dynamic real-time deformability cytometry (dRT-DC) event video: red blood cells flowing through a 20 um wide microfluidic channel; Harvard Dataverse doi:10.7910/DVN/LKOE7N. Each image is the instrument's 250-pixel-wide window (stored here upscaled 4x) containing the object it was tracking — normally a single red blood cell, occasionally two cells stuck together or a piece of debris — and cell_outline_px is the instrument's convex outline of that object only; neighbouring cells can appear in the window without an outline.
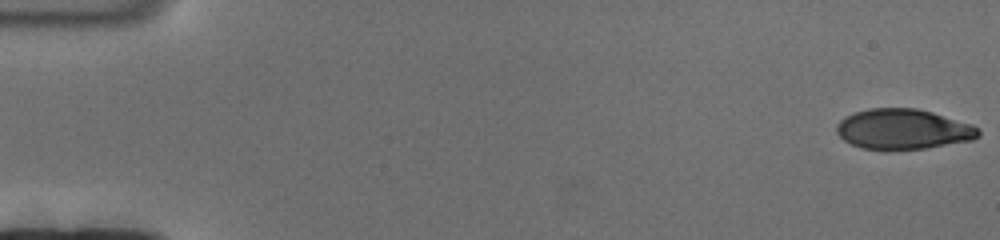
{"species": "human", "species_latin": "Homo sapiens", "temperature_condition": "cold", "stored_images_in_passage": 15, "camera_frame_rate_fps": 3000, "um_per_image_px": 0.085, "donor": {"sex": "female"}, "frame": {"image": 1, "passage_image": 1, "time_ms": 0.0, "image_size_px": [1000, 240], "cell_outline_px": [[980, 136], [972, 140], [924, 148], [860, 148], [844, 140], [836, 132], [836, 124], [844, 116], [856, 112], [872, 108], [916, 108], [932, 112], [972, 124], [980, 132]], "centroid_in_image_um": [76.75, 10.96], "position_along_channel_um": 8.2, "area_um2": 32.77}}